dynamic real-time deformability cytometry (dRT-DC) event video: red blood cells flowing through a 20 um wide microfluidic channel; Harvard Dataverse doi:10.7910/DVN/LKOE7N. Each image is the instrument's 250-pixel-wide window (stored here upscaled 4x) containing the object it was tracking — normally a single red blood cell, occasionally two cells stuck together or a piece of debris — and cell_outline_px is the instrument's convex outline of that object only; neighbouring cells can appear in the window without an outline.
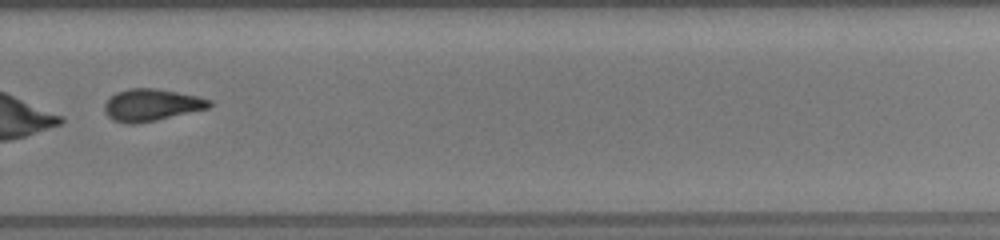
{"species": "common noctule bat (a hibernating species)", "species_latin": "Nyctalus noctula", "temperature_condition": "room temperature", "stored_images_in_passage": 45, "camera_frame_rate_fps": 3000, "um_per_image_px": 0.085, "animal": {"sex": "female", "body_mass_g": 19.5, "forearm_length_mm": 54.1}, "frame": {"image": 1, "passage_image": 28, "time_ms": 12.667, "image_size_px": [1000, 240], "cell_outline_px": [[212, 104], [208, 108], [156, 120], [136, 124], [124, 124], [112, 120], [104, 112], [104, 104], [116, 92], [128, 88], [156, 88], [196, 96], [212, 100]], "centroid_in_image_um": [12.84, 8.93], "position_along_channel_um": 317.0, "area_um2": 19.54}}